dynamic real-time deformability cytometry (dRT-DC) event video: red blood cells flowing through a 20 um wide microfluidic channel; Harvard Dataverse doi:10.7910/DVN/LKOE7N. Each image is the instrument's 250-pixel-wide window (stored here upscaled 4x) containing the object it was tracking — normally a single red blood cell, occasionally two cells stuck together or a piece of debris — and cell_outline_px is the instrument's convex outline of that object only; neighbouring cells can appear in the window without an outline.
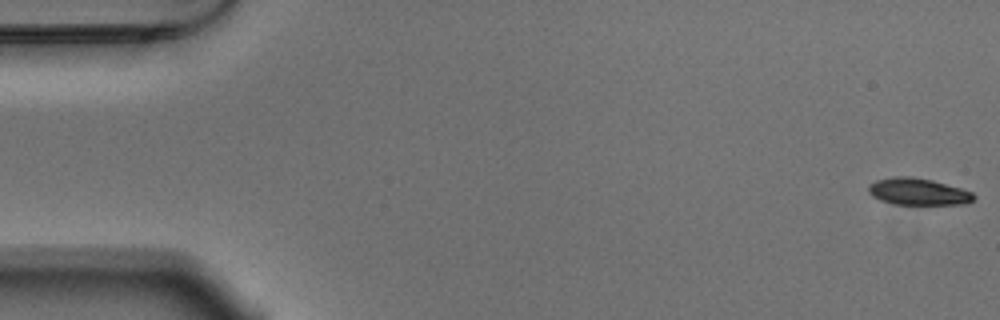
{"species": "Egyptian fruit bat (a non-hibernating species)", "species_latin": "Rousettus aegyptiacus", "temperature_condition": "warm", "stored_images_in_passage": 4, "camera_frame_rate_fps": 3000, "um_per_image_px": 0.085, "animal": {"sex": "male"}, "frame": {"image": 1, "passage_image": 1, "time_ms": 0.0, "image_size_px": [1000, 320], "cell_outline_px": [[976, 196], [968, 204], [892, 204], [880, 200], [872, 196], [868, 192], [868, 184], [876, 180], [896, 176], [912, 176], [932, 180], [960, 188], [972, 192]], "centroid_in_image_um": [78.01, 16.29], "position_along_channel_um": 7.0, "area_um2": 16.53}}